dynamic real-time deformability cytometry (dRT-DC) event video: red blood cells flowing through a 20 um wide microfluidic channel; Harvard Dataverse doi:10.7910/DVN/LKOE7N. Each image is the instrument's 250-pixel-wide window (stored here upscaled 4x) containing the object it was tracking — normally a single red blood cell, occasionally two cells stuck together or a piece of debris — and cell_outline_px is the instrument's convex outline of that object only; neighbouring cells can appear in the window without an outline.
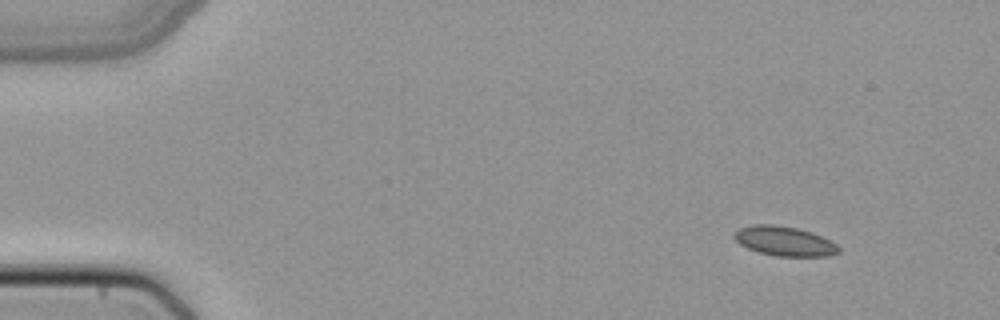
{"species": "common noctule bat (a hibernating species)", "species_latin": "Nyctalus noctula", "temperature_condition": "cold", "stored_images_in_passage": 47, "camera_frame_rate_fps": 3000, "um_per_image_px": 0.085, "animal": {"sex": "female", "body_mass_g": 22.7, "forearm_length_mm": 54.2}, "frame": {"image": 1, "passage_image": 1, "time_ms": 0.0, "image_size_px": [1000, 320], "cell_outline_px": [[840, 252], [832, 256], [776, 256], [760, 252], [748, 248], [740, 244], [732, 236], [740, 228], [756, 224], [772, 224], [796, 228], [812, 232], [836, 244], [840, 248]], "centroid_in_image_um": [66.7, 20.5], "position_along_channel_um": 18.3, "area_um2": 17.8}}
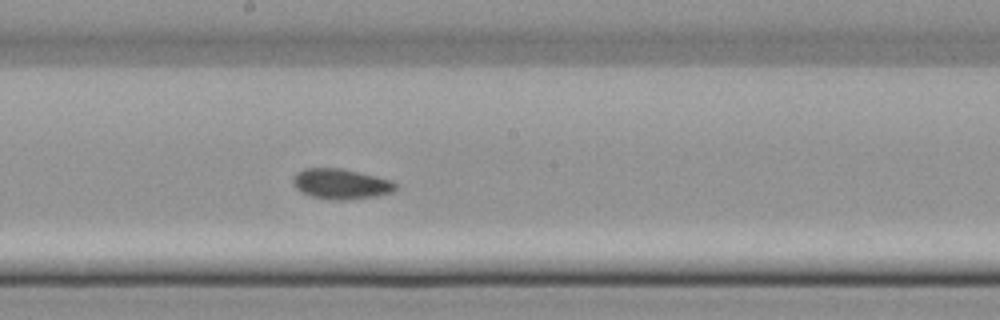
{"frame": {"image": 2, "passage_image": 24, "time_ms": 7.667, "image_size_px": [1000, 320], "cell_outline_px": [[396, 188], [392, 192], [376, 196], [336, 200], [332, 200], [312, 196], [296, 188], [292, 184], [292, 180], [296, 172], [304, 168], [340, 168], [376, 176], [392, 180], [396, 184]], "centroid_in_image_um": [28.96, 15.62], "position_along_channel_um": 219.2, "area_um2": 17.92}}
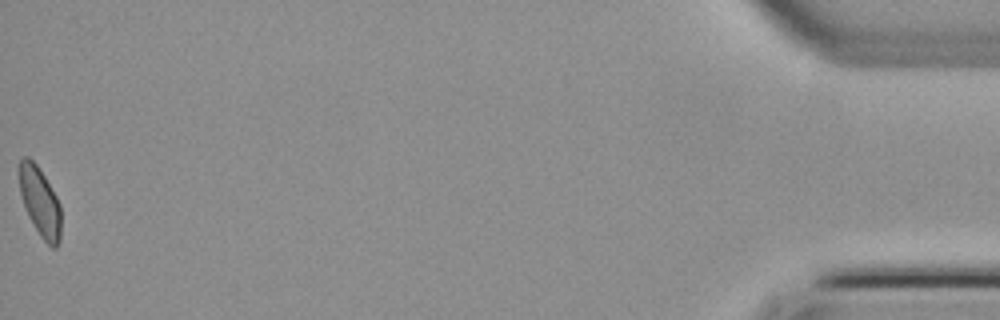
{"frame": {"image": 3, "passage_image": 47, "time_ms": 15.333, "image_size_px": [1000, 320], "cell_outline_px": [[60, 240], [56, 248], [52, 248], [40, 236], [28, 216], [20, 192], [20, 160], [24, 156], [28, 156], [36, 164], [44, 176], [56, 196], [60, 204]], "centroid_in_image_um": [3.41, 17.18], "position_along_channel_um": 431.8, "area_um2": 16.53}}